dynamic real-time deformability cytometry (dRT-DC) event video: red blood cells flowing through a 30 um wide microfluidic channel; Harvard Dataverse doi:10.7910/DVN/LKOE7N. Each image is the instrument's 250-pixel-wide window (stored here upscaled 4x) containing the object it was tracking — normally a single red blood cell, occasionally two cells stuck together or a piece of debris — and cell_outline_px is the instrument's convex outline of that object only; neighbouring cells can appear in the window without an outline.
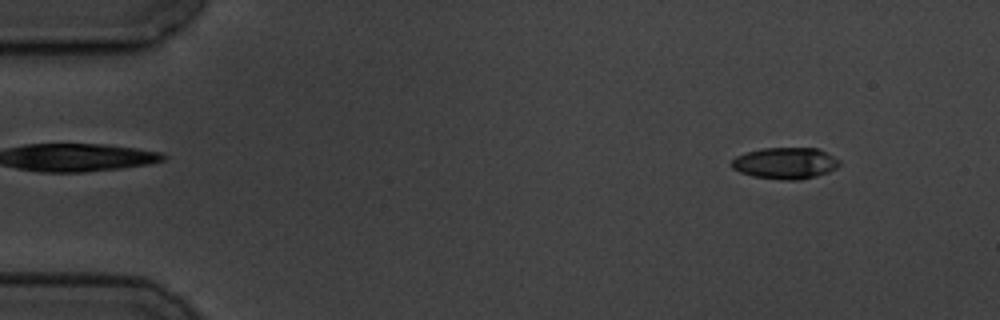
{"species": "common noctule bat (a hibernating species)", "species_latin": "Nyctalus noctula", "temperature_condition": "cold", "stored_images_in_passage": 5, "camera_frame_rate_fps": 3000, "um_per_image_px": 0.085, "animal": {"sex": "male", "body_mass_g": 19.5, "forearm_length_mm": 54.6}, "frame": {"image": 1, "passage_image": 2, "time_ms": 1.0, "image_size_px": [1000, 320], "cell_outline_px": [[840, 164], [836, 168], [828, 172], [816, 176], [800, 180], [788, 180], [752, 176], [740, 172], [732, 168], [732, 160], [736, 156], [744, 152], [764, 148], [816, 148], [840, 160]], "centroid_in_image_um": [66.73, 13.87], "position_along_channel_um": 18.3, "area_um2": 19.65}}
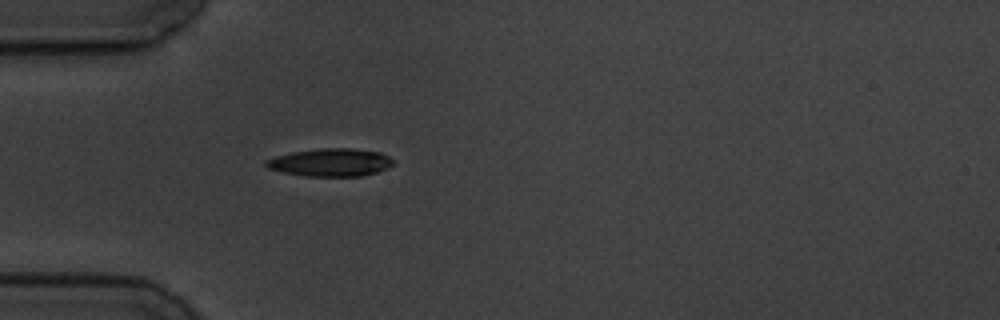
{"frame": {"image": 2, "passage_image": 5, "time_ms": 4.667, "image_size_px": [1000, 320], "cell_outline_px": [[392, 164], [388, 168], [376, 172], [360, 176], [304, 176], [284, 172], [268, 168], [264, 164], [268, 160], [276, 156], [292, 152], [320, 148], [352, 148], [380, 152], [388, 156], [392, 160]], "centroid_in_image_um": [28.1, 13.8], "position_along_channel_um": 56.9, "area_um2": 20.46}}